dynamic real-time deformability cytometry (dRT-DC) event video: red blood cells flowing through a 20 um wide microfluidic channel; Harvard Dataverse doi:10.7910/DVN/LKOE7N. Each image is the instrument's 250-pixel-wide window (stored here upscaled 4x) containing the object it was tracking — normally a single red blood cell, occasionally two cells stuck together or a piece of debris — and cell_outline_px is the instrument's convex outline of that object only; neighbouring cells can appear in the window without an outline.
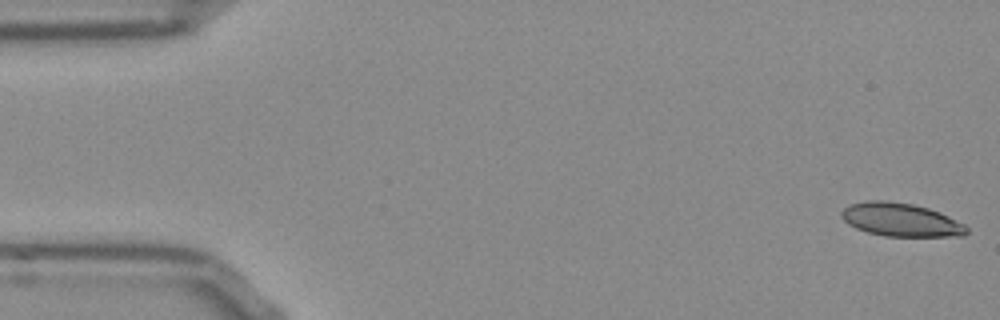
{"species": "Egyptian fruit bat (a non-hibernating species)", "species_latin": "Rousettus aegyptiacus", "temperature_condition": "room temperature", "stored_images_in_passage": 53, "camera_frame_rate_fps": 3000, "um_per_image_px": 0.085, "frame": {"image": 1, "passage_image": 1, "time_ms": 0.0, "image_size_px": [1000, 320], "cell_outline_px": [[968, 232], [964, 236], [884, 236], [868, 232], [856, 228], [848, 224], [840, 216], [840, 212], [848, 204], [868, 200], [884, 200], [912, 204], [928, 208], [940, 212], [964, 224], [968, 228]], "centroid_in_image_um": [76.55, 18.67], "position_along_channel_um": 8.5, "area_um2": 24.39}}
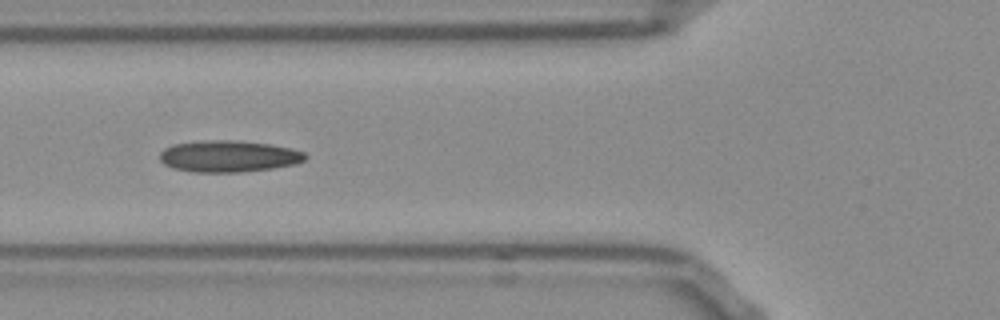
{"frame": {"image": 2, "passage_image": 19, "time_ms": 6.0, "image_size_px": [1000, 320], "cell_outline_px": [[308, 156], [304, 160], [296, 164], [272, 168], [240, 172], [192, 172], [172, 168], [164, 164], [160, 160], [160, 152], [164, 148], [172, 144], [204, 140], [240, 140], [272, 144], [292, 148], [304, 152]], "centroid_in_image_um": [19.43, 13.27], "position_along_channel_um": 106.4, "area_um2": 27.11}}
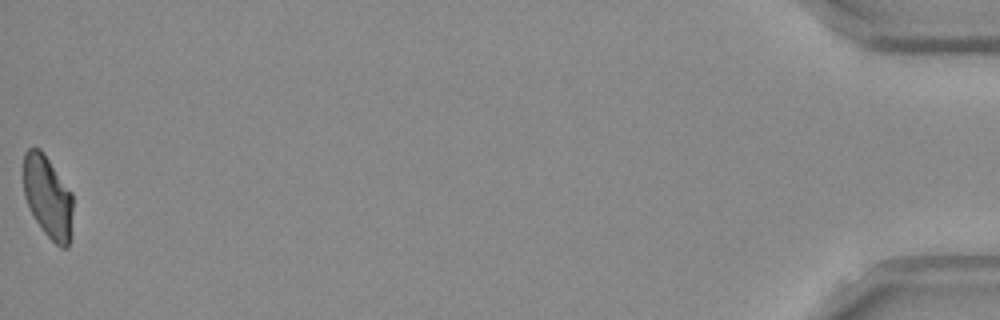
{"frame": {"image": 3, "passage_image": 53, "time_ms": 17.333, "image_size_px": [1000, 320], "cell_outline_px": [[72, 240], [68, 248], [60, 248], [44, 232], [36, 220], [24, 196], [24, 152], [28, 148], [40, 148], [44, 152], [72, 192]], "centroid_in_image_um": [4.1, 16.75], "position_along_channel_um": 431.1, "area_um2": 23.93}, "authors_computed_cell_mechanics": {"area_um2": 25.143, "velocity_mm_per_s": 3.7865, "shape_relaxation_time_tau1_ms": null, "shape_relaxation_time_tau2_ms": 3.4422, "deformation_change_tau1": null, "deformation_change_tau2": 0.1077}}